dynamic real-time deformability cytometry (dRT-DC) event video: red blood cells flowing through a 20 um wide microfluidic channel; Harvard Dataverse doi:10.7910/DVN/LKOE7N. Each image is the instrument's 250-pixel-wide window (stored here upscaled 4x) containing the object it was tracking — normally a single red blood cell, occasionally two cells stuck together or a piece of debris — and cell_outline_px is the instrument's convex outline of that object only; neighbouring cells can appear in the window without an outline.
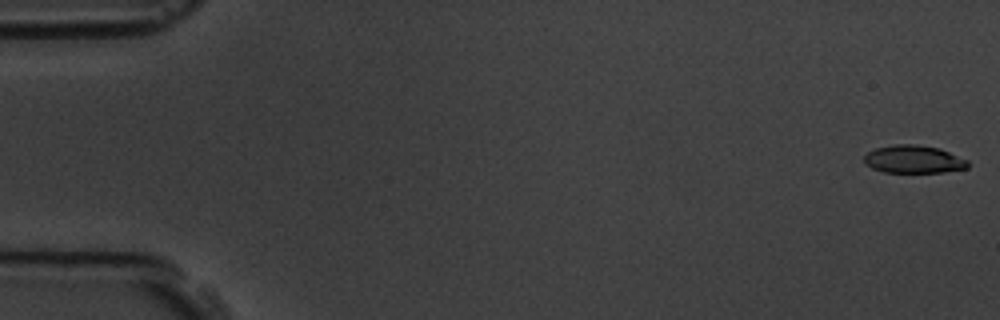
{"species": "common noctule bat (a hibernating species)", "species_latin": "Nyctalus noctula", "temperature_condition": "room temperature", "stored_images_in_passage": 18, "camera_frame_rate_fps": 3000, "um_per_image_px": 0.085, "animal": {"sex": "male", "body_mass_g": 19.5, "forearm_length_mm": 54.6}, "frame": {"image": 1, "passage_image": 1, "time_ms": 0.0, "image_size_px": [1000, 320], "cell_outline_px": [[968, 168], [944, 172], [884, 172], [872, 168], [864, 164], [864, 156], [868, 152], [876, 148], [896, 144], [916, 144], [940, 148], [968, 160]], "centroid_in_image_um": [77.66, 13.54], "position_along_channel_um": 7.3, "area_um2": 16.88}}
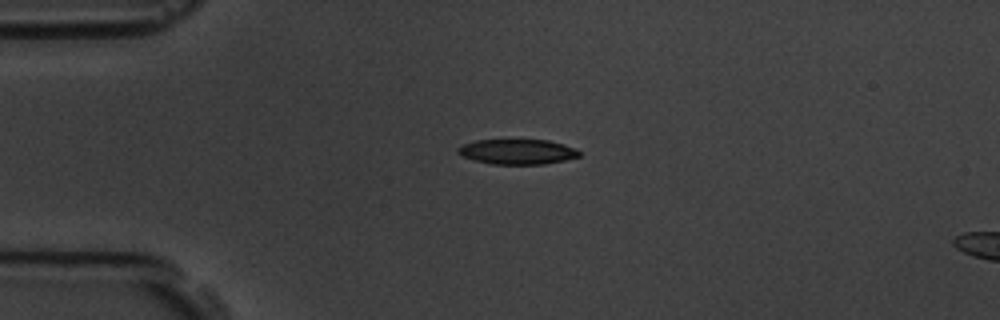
{"frame": {"image": 2, "passage_image": 14, "time_ms": 4.333, "image_size_px": [1000, 320], "cell_outline_px": [[580, 156], [564, 160], [544, 164], [492, 164], [460, 156], [456, 152], [456, 148], [464, 144], [476, 140], [548, 140], [564, 144], [576, 148], [580, 152]], "centroid_in_image_um": [43.97, 12.89], "position_along_channel_um": 41.0, "area_um2": 17.74}}